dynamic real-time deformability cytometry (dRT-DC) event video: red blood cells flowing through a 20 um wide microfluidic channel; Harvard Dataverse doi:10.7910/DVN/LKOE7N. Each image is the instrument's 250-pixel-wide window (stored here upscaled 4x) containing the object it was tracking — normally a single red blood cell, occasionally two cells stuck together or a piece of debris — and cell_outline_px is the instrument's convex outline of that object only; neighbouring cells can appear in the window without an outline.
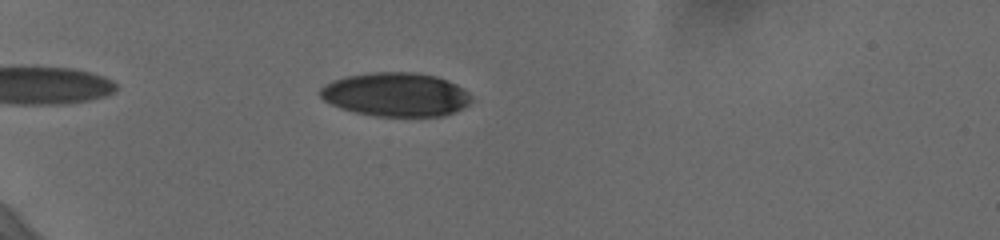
{"species": "human", "species_latin": "Homo sapiens", "temperature_condition": "cold", "stored_images_in_passage": 41, "camera_frame_rate_fps": 3000, "um_per_image_px": 0.085, "donor": {"sex": "female"}, "frame": {"image": 1, "passage_image": 6, "time_ms": 1.667, "image_size_px": [1000, 240], "cell_outline_px": [[472, 100], [464, 108], [456, 112], [444, 116], [376, 116], [356, 112], [340, 108], [324, 100], [320, 96], [320, 88], [324, 84], [332, 80], [344, 76], [368, 72], [416, 72], [436, 76], [456, 84], [468, 92], [472, 96]], "centroid_in_image_um": [33.65, 8.03], "position_along_channel_um": 51.3, "area_um2": 38.9}}
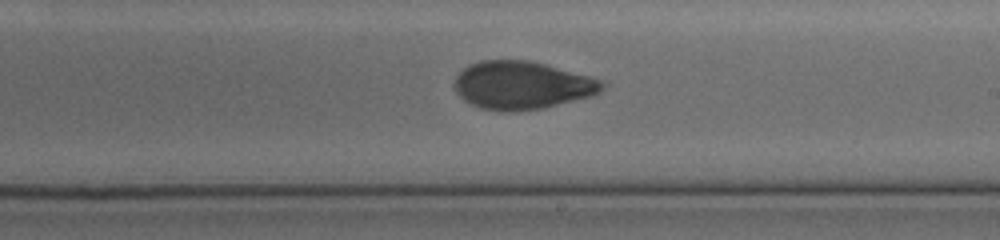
{"frame": {"image": 2, "passage_image": 25, "time_ms": 8.0, "image_size_px": [1000, 240], "cell_outline_px": [[608, 84], [600, 92], [592, 96], [544, 108], [516, 112], [500, 112], [480, 108], [464, 100], [456, 92], [452, 84], [456, 76], [464, 68], [480, 60], [528, 60], [592, 76]], "centroid_in_image_um": [44.38, 7.26], "position_along_channel_um": 244.6, "area_um2": 41.73}}
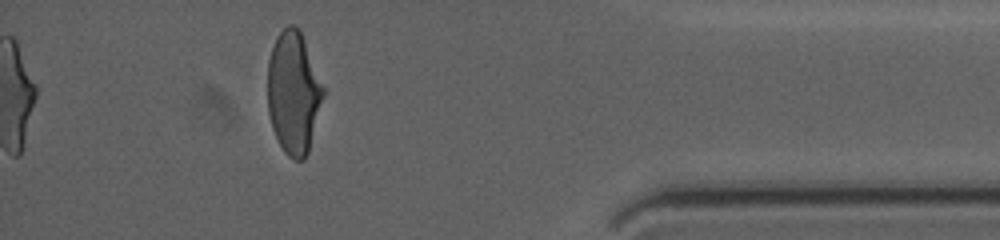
{"frame": {"image": 3, "passage_image": 41, "time_ms": 13.333, "image_size_px": [1000, 240], "cell_outline_px": [[324, 96], [308, 152], [304, 160], [296, 160], [288, 156], [284, 152], [272, 128], [268, 112], [268, 60], [276, 36], [288, 24], [292, 24], [300, 28], [324, 88]], "centroid_in_image_um": [24.95, 7.86], "position_along_channel_um": 410.3, "area_um2": 39.65}, "authors_computed_cell_mechanics": {"area_um2": 40.6912, "velocity_mm_per_s": 3.6563, "shape_relaxation_time_tau1_ms": 4.8849, "shape_relaxation_time_tau2_ms": 1.7231, "deformation_change_tau1": 0.1689, "deformation_change_tau2": 0.0675}}